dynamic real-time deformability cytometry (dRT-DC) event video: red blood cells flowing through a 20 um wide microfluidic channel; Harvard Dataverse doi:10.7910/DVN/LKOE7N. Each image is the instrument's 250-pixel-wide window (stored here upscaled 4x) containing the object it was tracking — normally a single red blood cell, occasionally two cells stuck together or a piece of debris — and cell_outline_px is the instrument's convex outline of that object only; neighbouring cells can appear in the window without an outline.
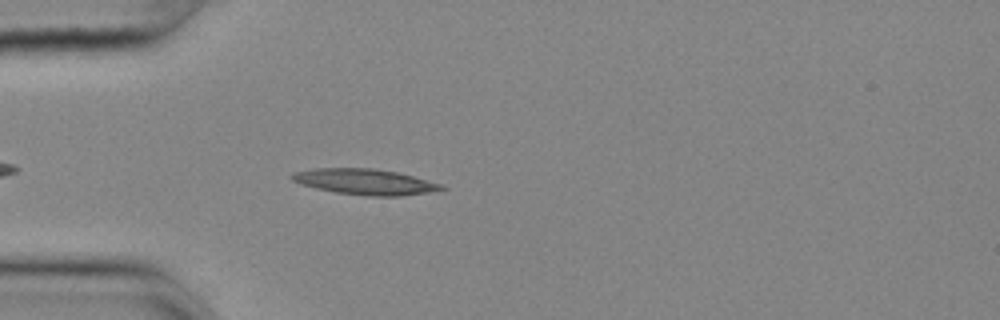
{"species": "common noctule bat (a hibernating species)", "species_latin": "Nyctalus noctula", "temperature_condition": "cold", "stored_images_in_passage": 44, "camera_frame_rate_fps": 3000, "um_per_image_px": 0.085, "animal": {"sex": "female", "body_mass_g": 25.1}, "frame": {"image": 1, "passage_image": 5, "time_ms": 1.333, "image_size_px": [1000, 320], "cell_outline_px": [[448, 188], [428, 192], [400, 196], [368, 196], [336, 192], [316, 188], [300, 184], [292, 180], [288, 176], [292, 172], [316, 168], [372, 168], [396, 172], [444, 184]], "centroid_in_image_um": [31.0, 15.45], "position_along_channel_um": 54.0, "area_um2": 22.43}}
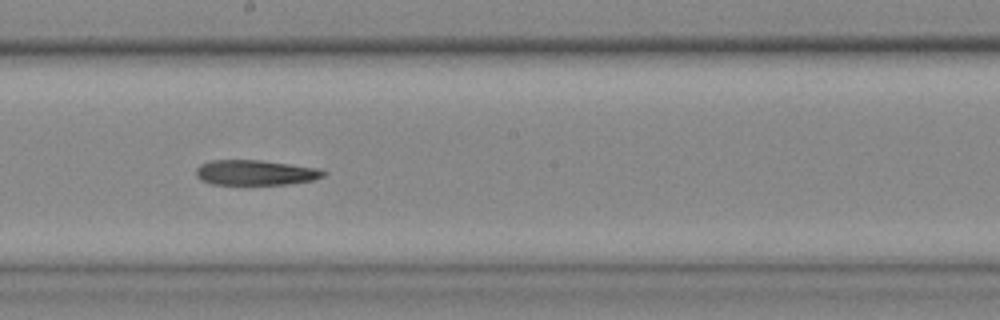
{"frame": {"image": 2, "passage_image": 20, "time_ms": 6.333, "image_size_px": [1000, 320], "cell_outline_px": [[328, 172], [324, 176], [312, 180], [288, 184], [212, 184], [200, 180], [196, 176], [196, 168], [200, 164], [212, 160], [260, 160], [320, 168]], "centroid_in_image_um": [21.72, 14.66], "position_along_channel_um": 226.5, "area_um2": 18.73}}
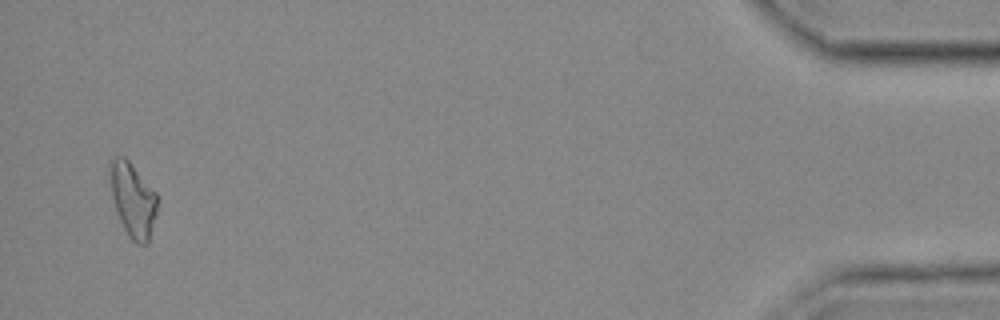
{"frame": {"image": 3, "passage_image": 43, "time_ms": 14.0, "image_size_px": [1000, 320], "cell_outline_px": [[156, 212], [148, 244], [136, 244], [128, 236], [120, 220], [112, 196], [112, 160], [116, 156], [124, 156], [128, 160], [156, 192]], "centroid_in_image_um": [11.33, 17.03], "position_along_channel_um": 423.9, "area_um2": 19.65}, "authors_computed_cell_mechanics": {"area_um2": 19.652, "velocity_mm_per_s": 3.6274, "shape_relaxation_time_tau1_ms": null, "shape_relaxation_time_tau2_ms": 5.572, "deformation_change_tau1": null, "deformation_change_tau2": 0.1554}}